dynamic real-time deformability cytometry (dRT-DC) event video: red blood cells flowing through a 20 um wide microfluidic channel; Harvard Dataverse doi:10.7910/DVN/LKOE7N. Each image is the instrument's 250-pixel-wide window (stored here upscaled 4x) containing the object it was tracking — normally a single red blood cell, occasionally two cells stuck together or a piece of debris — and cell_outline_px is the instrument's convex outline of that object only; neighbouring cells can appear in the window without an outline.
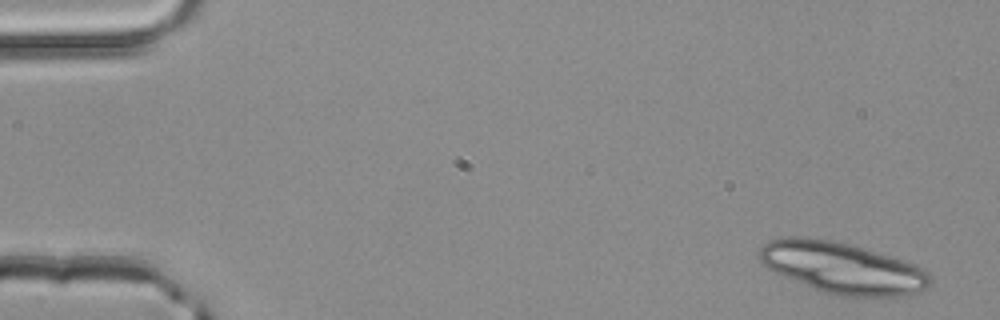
{"species": "common noctule bat (a hibernating species)", "species_latin": "Nyctalus noctula", "temperature_condition": "room temperature", "stored_images_in_passage": 3, "camera_frame_rate_fps": 3000, "um_per_image_px": 0.085, "animal": {"sex": "male", "body_mass_g": 20.4}, "frame": {"image": 1, "passage_image": 1, "time_ms": 0.0, "image_size_px": [1000, 320], "cell_outline_px": [[932, 284], [928, 288], [912, 296], [836, 296], [824, 292], [776, 272], [768, 268], [760, 260], [760, 248], [768, 240], [788, 236], [808, 236], [832, 240], [852, 244], [924, 268], [932, 276]], "centroid_in_image_um": [71.65, 22.76], "position_along_channel_um": 13.4, "area_um2": 50.98}}